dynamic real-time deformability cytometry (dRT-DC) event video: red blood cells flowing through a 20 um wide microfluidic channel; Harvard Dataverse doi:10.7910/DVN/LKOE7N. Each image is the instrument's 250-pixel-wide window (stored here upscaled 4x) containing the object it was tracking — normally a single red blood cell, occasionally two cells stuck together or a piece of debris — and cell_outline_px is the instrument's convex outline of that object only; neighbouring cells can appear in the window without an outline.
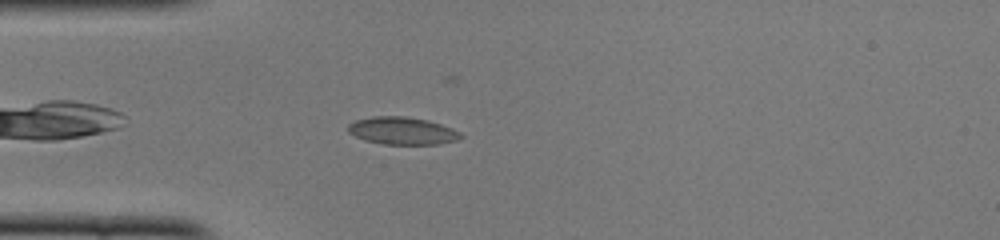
{"species": "common noctule bat (a hibernating species)", "species_latin": "Nyctalus noctula", "temperature_condition": "cold", "stored_images_in_passage": 33, "camera_frame_rate_fps": 3000, "um_per_image_px": 0.085, "animal": {"sex": "female", "body_mass_g": 22.0, "forearm_length_mm": 56.7}, "frame": {"image": 1, "passage_image": 6, "time_ms": 1.667, "image_size_px": [1000, 240], "cell_outline_px": [[464, 136], [456, 140], [440, 144], [384, 144], [364, 140], [348, 132], [348, 124], [356, 120], [372, 116], [404, 116], [428, 120], [452, 128], [460, 132]], "centroid_in_image_um": [34.19, 11.11], "position_along_channel_um": 50.8, "area_um2": 18.03}}
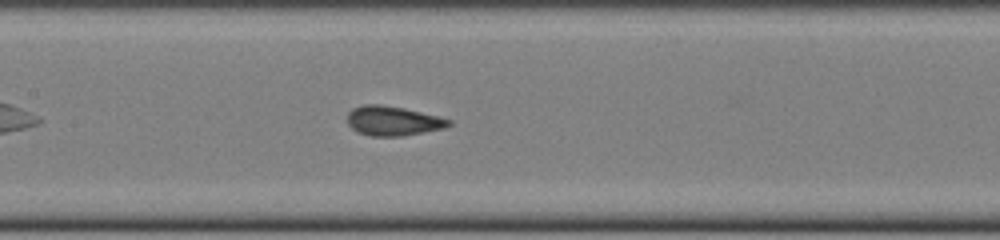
{"frame": {"image": 2, "passage_image": 16, "time_ms": 5.0, "image_size_px": [1000, 240], "cell_outline_px": [[452, 124], [444, 128], [400, 136], [372, 136], [356, 132], [348, 124], [348, 112], [352, 108], [364, 104], [380, 104], [404, 108], [452, 120]], "centroid_in_image_um": [33.36, 10.27], "position_along_channel_um": 174.0, "area_um2": 17.34}}
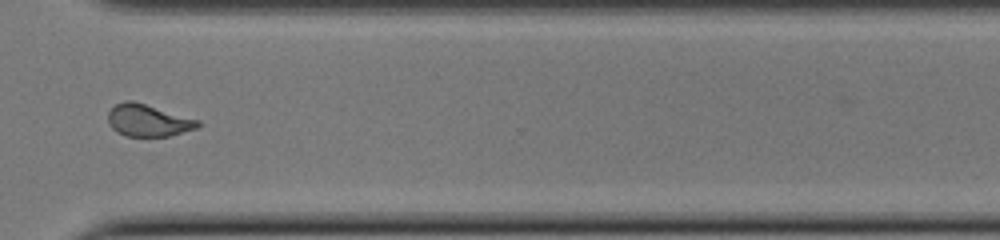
{"frame": {"image": 3, "passage_image": 30, "time_ms": 9.667, "image_size_px": [1000, 240], "cell_outline_px": [[200, 128], [168, 136], [128, 136], [116, 132], [108, 124], [108, 112], [116, 104], [124, 100], [132, 100], [200, 120]], "centroid_in_image_um": [12.6, 10.23], "position_along_channel_um": 358.0, "area_um2": 16.88}}